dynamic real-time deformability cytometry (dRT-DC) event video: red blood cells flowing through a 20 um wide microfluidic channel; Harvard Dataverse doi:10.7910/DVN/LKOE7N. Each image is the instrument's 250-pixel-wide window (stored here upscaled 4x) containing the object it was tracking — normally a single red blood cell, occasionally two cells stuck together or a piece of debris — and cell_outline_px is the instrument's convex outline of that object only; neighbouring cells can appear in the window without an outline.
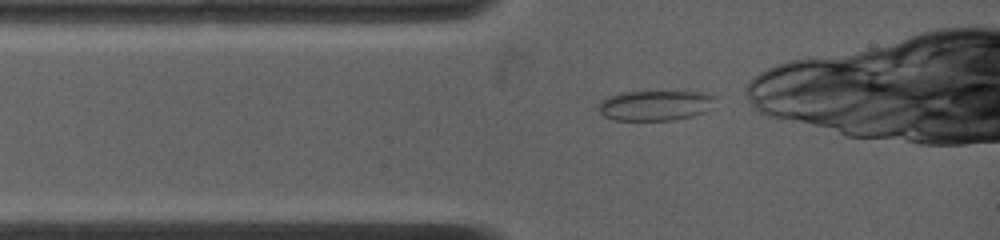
{"species": "common noctule bat (a hibernating species)", "species_latin": "Nyctalus noctula", "temperature_condition": "warm", "stored_images_in_passage": 17, "camera_frame_rate_fps": 4500, "um_per_image_px": 0.085, "animal": {"sex": "female", "body_mass_g": 19.0, "forearm_length_mm": 53.3}, "frame": {"image": 1, "passage_image": 1, "time_ms": 0.0, "image_size_px": [1000, 240], "cell_outline_px": [[716, 96], [704, 112], [692, 116], [672, 120], [616, 120], [604, 116], [596, 108], [600, 100], [608, 96], [620, 92], [700, 92]], "centroid_in_image_um": [55.6, 8.96], "position_along_channel_um": 29.4, "area_um2": 20.35}}
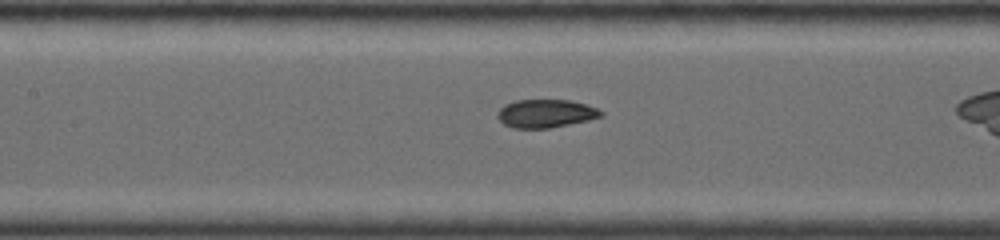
{"frame": {"image": 2, "passage_image": 10, "time_ms": 3.556, "image_size_px": [1000, 240], "cell_outline_px": [[604, 116], [588, 120], [548, 128], [512, 128], [504, 124], [496, 116], [500, 108], [504, 104], [516, 100], [568, 100], [584, 104], [596, 108], [604, 112]], "centroid_in_image_um": [46.36, 9.65], "position_along_channel_um": 161.0, "area_um2": 16.94}}
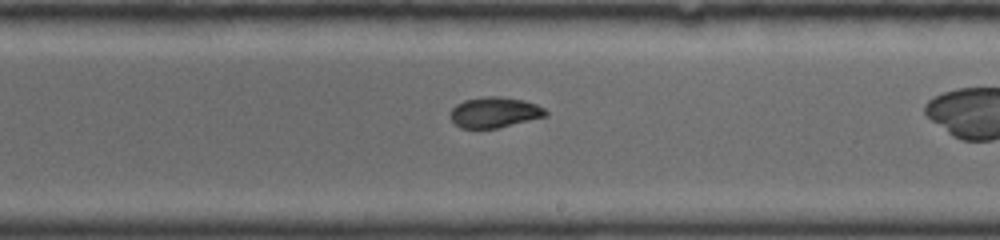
{"frame": {"image": 3, "passage_image": 16, "time_ms": 5.778, "image_size_px": [1000, 240], "cell_outline_px": [[548, 116], [496, 128], [460, 128], [448, 116], [452, 108], [456, 104], [464, 100], [484, 96], [500, 96], [524, 100], [536, 104], [544, 108], [548, 112]], "centroid_in_image_um": [42.03, 9.54], "position_along_channel_um": 247.0, "area_um2": 17.11}}